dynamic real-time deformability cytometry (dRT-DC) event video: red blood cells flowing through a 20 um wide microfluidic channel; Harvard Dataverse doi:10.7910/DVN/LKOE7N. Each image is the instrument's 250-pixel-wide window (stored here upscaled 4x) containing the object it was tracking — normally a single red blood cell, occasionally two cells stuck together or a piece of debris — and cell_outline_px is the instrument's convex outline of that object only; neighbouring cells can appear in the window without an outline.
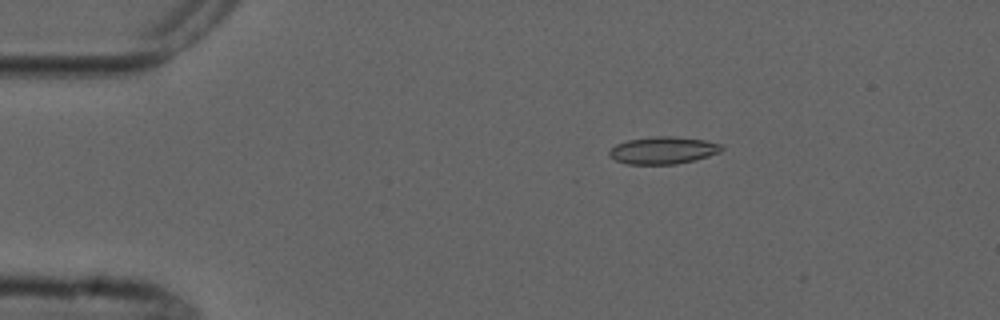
{"species": "common noctule bat (a hibernating species)", "species_latin": "Nyctalus noctula", "temperature_condition": "cold", "stored_images_in_passage": 5, "camera_frame_rate_fps": 3000, "um_per_image_px": 0.085, "animal": {"sex": "male", "forearm_length_mm": 52.5}, "frame": {"image": 1, "passage_image": 3, "time_ms": 2.333, "image_size_px": [1000, 320], "cell_outline_px": [[724, 148], [720, 152], [696, 160], [676, 164], [628, 164], [616, 160], [608, 156], [608, 152], [616, 144], [628, 140], [656, 136], [672, 136], [704, 140], [720, 144]], "centroid_in_image_um": [56.36, 12.78], "position_along_channel_um": 28.6, "area_um2": 17.8}}
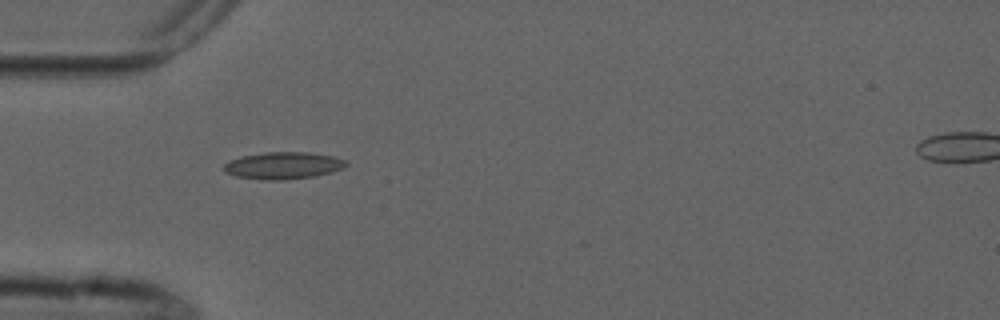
{"frame": {"image": 2, "passage_image": 5, "time_ms": 4.667, "image_size_px": [1000, 320], "cell_outline_px": [[348, 164], [344, 168], [316, 176], [280, 180], [268, 180], [236, 176], [224, 172], [224, 164], [228, 160], [240, 156], [264, 152], [308, 152], [332, 156], [344, 160]], "centroid_in_image_um": [24.04, 14.06], "position_along_channel_um": 61.0, "area_um2": 19.25}}